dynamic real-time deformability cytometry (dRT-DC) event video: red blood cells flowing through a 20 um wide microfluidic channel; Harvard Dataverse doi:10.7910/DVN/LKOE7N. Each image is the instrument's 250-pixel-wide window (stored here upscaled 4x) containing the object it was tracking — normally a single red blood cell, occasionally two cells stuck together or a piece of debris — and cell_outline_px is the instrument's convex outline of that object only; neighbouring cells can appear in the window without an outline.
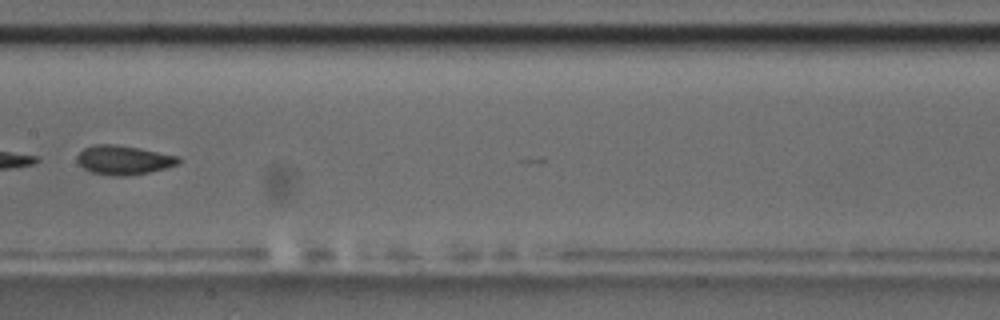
{"species": "common noctule bat (a hibernating species)", "species_latin": "Nyctalus noctula", "temperature_condition": "room temperature", "stored_images_in_passage": 8, "camera_frame_rate_fps": 3000, "um_per_image_px": 0.085, "animal": {"sex": "male", "body_mass_g": 17.5, "forearm_length_mm": 52.3}, "frame": {"image": 1, "passage_image": 6, "time_ms": 6.0, "image_size_px": [1000, 320], "cell_outline_px": [[180, 160], [176, 164], [164, 168], [148, 172], [128, 176], [112, 176], [92, 172], [84, 168], [76, 160], [76, 156], [84, 148], [92, 144], [112, 144], [140, 148], [180, 156]], "centroid_in_image_um": [10.48, 13.59], "position_along_channel_um": 196.9, "area_um2": 17.17}}